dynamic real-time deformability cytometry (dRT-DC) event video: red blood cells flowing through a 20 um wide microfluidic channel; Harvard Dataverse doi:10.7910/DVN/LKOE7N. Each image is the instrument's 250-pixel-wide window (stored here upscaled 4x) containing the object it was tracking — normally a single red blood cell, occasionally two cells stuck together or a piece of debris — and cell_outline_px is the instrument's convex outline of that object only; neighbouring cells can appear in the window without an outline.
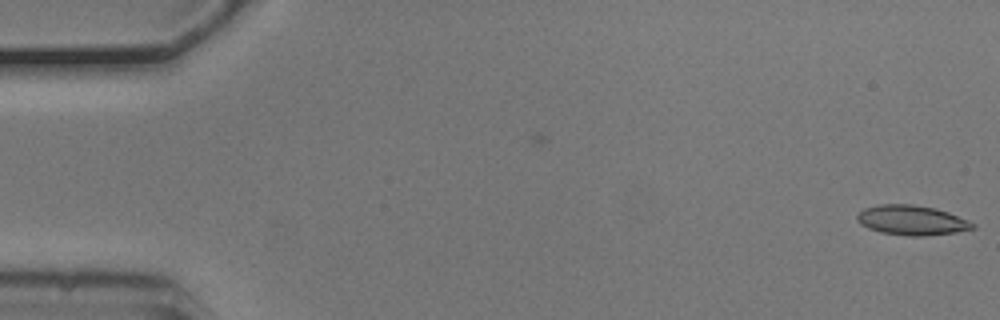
{"species": "common noctule bat (a hibernating species)", "species_latin": "Nyctalus noctula", "temperature_condition": "cold", "stored_images_in_passage": 6, "camera_frame_rate_fps": 3000, "um_per_image_px": 0.085, "animal": {"sex": "male", "body_mass_g": 20.5, "forearm_length_mm": 52.5}, "frame": {"image": 1, "passage_image": 6, "time_ms": 1.667, "image_size_px": [1000, 320], "cell_outline_px": [[976, 228], [956, 232], [924, 236], [908, 236], [880, 232], [868, 228], [860, 224], [856, 220], [856, 216], [864, 208], [880, 204], [912, 204], [936, 208], [948, 212], [968, 220], [976, 224]], "centroid_in_image_um": [77.5, 18.72], "position_along_channel_um": 7.5, "area_um2": 20.17}}